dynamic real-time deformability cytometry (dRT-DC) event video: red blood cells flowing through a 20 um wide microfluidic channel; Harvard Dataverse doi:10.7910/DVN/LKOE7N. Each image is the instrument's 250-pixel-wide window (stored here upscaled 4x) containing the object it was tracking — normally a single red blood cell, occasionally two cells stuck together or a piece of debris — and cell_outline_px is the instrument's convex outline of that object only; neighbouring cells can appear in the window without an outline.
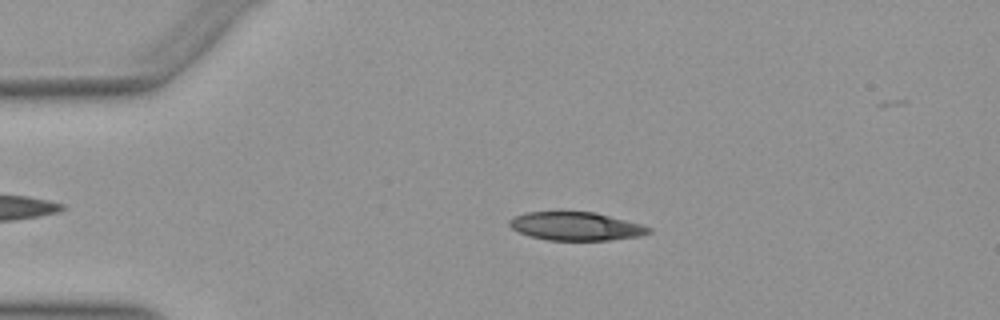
{"species": "Egyptian fruit bat (a non-hibernating species)", "species_latin": "Rousettus aegyptiacus", "temperature_condition": "warm", "stored_images_in_passage": 44, "camera_frame_rate_fps": 3000, "um_per_image_px": 0.085, "animal": {"sex": "female"}, "frame": {"image": 1, "passage_image": 10, "time_ms": 3.0, "image_size_px": [1000, 320], "cell_outline_px": [[652, 232], [644, 236], [608, 240], [548, 240], [528, 236], [512, 228], [508, 224], [508, 220], [524, 212], [560, 208], [596, 212], [640, 224], [652, 228]], "centroid_in_image_um": [48.91, 19.18], "position_along_channel_um": 36.1, "area_um2": 24.1}}
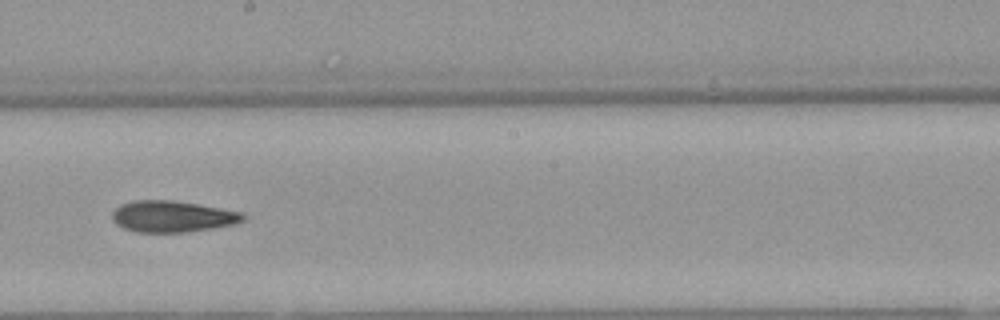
{"frame": {"image": 2, "passage_image": 28, "time_ms": 9.0, "image_size_px": [1000, 320], "cell_outline_px": [[244, 220], [236, 224], [216, 228], [184, 232], [136, 232], [124, 228], [116, 224], [112, 220], [112, 212], [120, 204], [136, 200], [172, 200], [244, 212]], "centroid_in_image_um": [14.66, 18.4], "position_along_channel_um": 233.5, "area_um2": 23.99}}
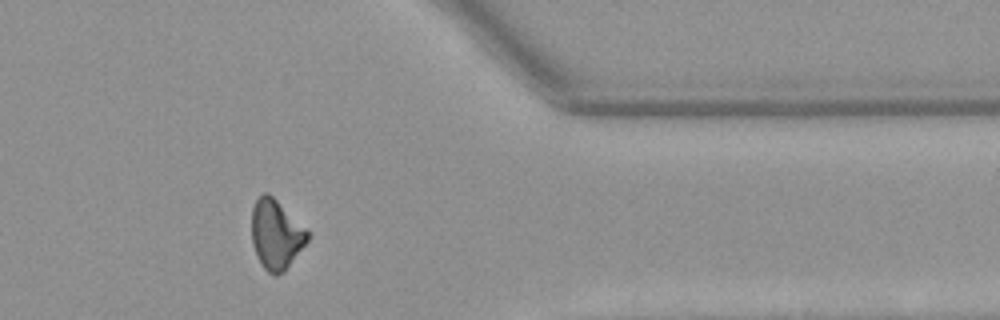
{"frame": {"image": 3, "passage_image": 41, "time_ms": 13.333, "image_size_px": [1000, 320], "cell_outline_px": [[308, 240], [284, 272], [276, 276], [272, 276], [260, 264], [256, 256], [252, 244], [252, 208], [256, 200], [264, 192], [268, 192], [308, 228]], "centroid_in_image_um": [23.46, 19.94], "position_along_channel_um": 387.9, "area_um2": 22.89}, "authors_computed_cell_mechanics": {"area_um2": 23.8136, "velocity_mm_per_s": 3.9632, "shape_relaxation_time_tau1_ms": 7.5226, "shape_relaxation_time_tau2_ms": null, "deformation_change_tau1": 0.1863, "deformation_change_tau2": null}}